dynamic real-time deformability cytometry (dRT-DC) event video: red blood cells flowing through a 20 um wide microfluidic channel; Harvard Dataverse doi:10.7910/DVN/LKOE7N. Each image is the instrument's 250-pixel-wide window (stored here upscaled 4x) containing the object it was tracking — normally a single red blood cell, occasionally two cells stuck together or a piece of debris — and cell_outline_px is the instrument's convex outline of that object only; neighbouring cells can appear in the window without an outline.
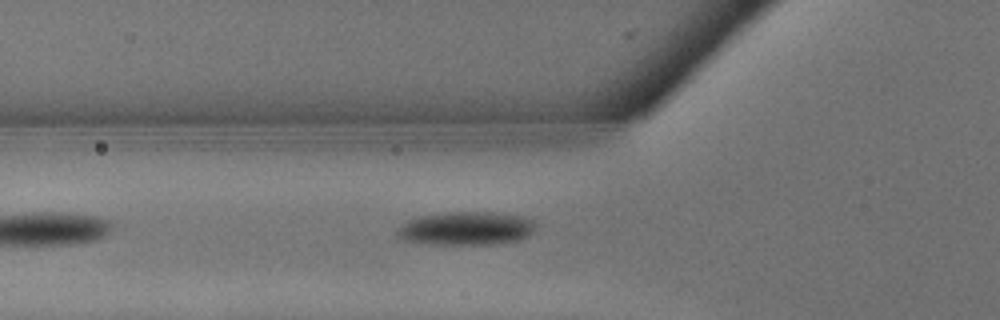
{"species": "common noctule bat (a hibernating species)", "species_latin": "Nyctalus noctula", "temperature_condition": "warm", "stored_images_in_passage": 4, "camera_frame_rate_fps": 3000, "um_per_image_px": 0.085, "animal": {"sex": "male", "body_mass_g": 13.3}, "frame": {"image": 1, "passage_image": 2, "time_ms": 0.333, "image_size_px": [1000, 320], "cell_outline_px": [[536, 228], [528, 236], [516, 240], [496, 244], [428, 244], [404, 240], [396, 232], [396, 228], [408, 220], [420, 216], [448, 212], [496, 212], [520, 216], [532, 220]], "centroid_in_image_um": [39.61, 19.41], "position_along_channel_um": 86.2, "area_um2": 26.88}}
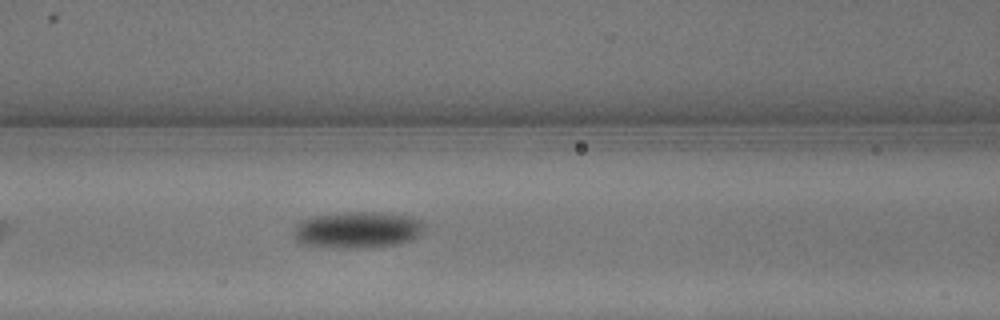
{"frame": {"image": 2, "passage_image": 4, "time_ms": 1.0, "image_size_px": [1000, 320], "cell_outline_px": [[424, 228], [412, 240], [396, 244], [364, 248], [332, 248], [304, 244], [296, 240], [292, 232], [296, 224], [312, 216], [344, 212], [384, 212], [408, 216], [420, 220], [424, 224]], "centroid_in_image_um": [30.36, 19.54], "position_along_channel_um": 136.2, "area_um2": 27.86}}